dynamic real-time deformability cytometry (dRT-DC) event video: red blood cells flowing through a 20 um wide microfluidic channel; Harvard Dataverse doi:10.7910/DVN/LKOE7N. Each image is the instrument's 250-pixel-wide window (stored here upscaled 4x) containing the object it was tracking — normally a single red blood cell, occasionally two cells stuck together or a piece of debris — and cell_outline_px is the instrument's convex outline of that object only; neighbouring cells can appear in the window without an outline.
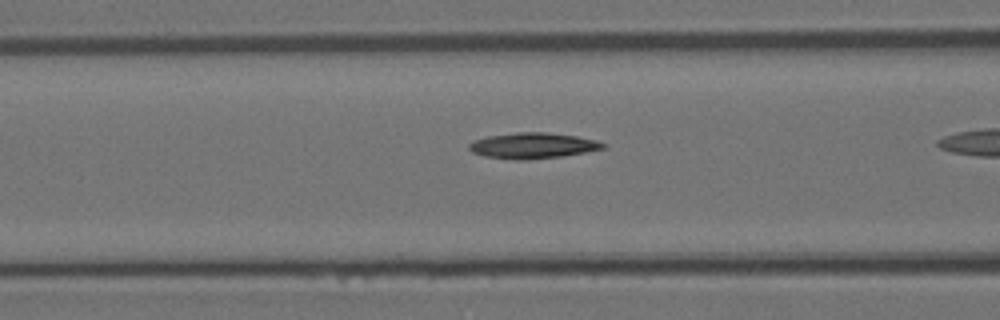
{"species": "Egyptian fruit bat (a non-hibernating species)", "species_latin": "Rousettus aegyptiacus", "temperature_condition": "room temperature", "stored_images_in_passage": 35, "camera_frame_rate_fps": 3000, "um_per_image_px": 0.085, "animal": {"sex": "female"}, "frame": {"image": 1, "passage_image": 15, "time_ms": 4.667, "image_size_px": [1000, 320], "cell_outline_px": [[608, 144], [604, 148], [584, 152], [560, 156], [524, 160], [516, 160], [484, 156], [472, 152], [468, 148], [468, 144], [472, 140], [488, 136], [516, 132], [544, 132], [576, 136], [596, 140]], "centroid_in_image_um": [45.25, 12.37], "position_along_channel_um": 121.4, "area_um2": 20.06}}
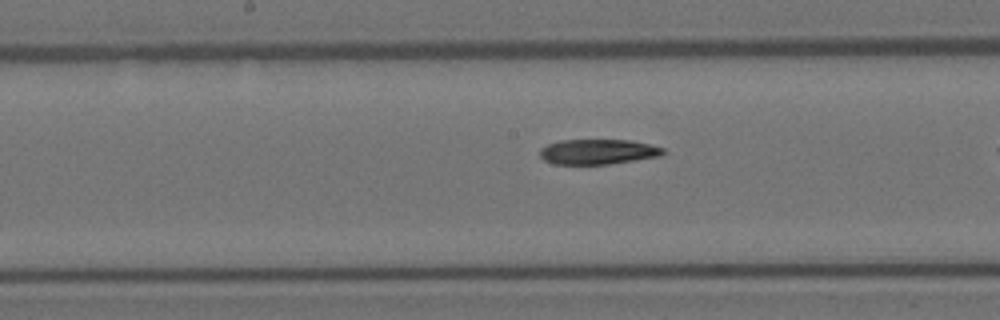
{"frame": {"image": 2, "passage_image": 21, "time_ms": 6.667, "image_size_px": [1000, 320], "cell_outline_px": [[664, 152], [660, 156], [608, 164], [556, 164], [544, 160], [540, 156], [540, 148], [548, 144], [560, 140], [632, 140], [664, 148]], "centroid_in_image_um": [50.8, 12.89], "position_along_channel_um": 197.4, "area_um2": 17.92}}
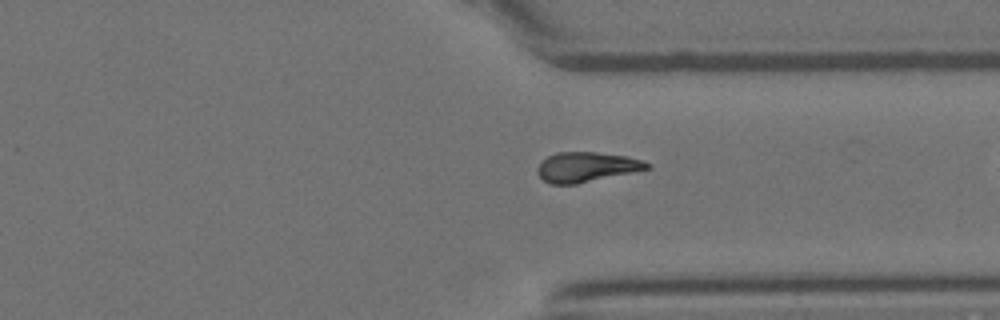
{"frame": {"image": 3, "passage_image": 34, "time_ms": 11.0, "image_size_px": [1000, 320], "cell_outline_px": [[652, 168], [576, 184], [552, 184], [544, 180], [536, 172], [536, 168], [548, 156], [556, 152], [596, 152], [628, 156], [644, 160], [652, 164]], "centroid_in_image_um": [49.9, 14.19], "position_along_channel_um": 361.5, "area_um2": 19.13}}